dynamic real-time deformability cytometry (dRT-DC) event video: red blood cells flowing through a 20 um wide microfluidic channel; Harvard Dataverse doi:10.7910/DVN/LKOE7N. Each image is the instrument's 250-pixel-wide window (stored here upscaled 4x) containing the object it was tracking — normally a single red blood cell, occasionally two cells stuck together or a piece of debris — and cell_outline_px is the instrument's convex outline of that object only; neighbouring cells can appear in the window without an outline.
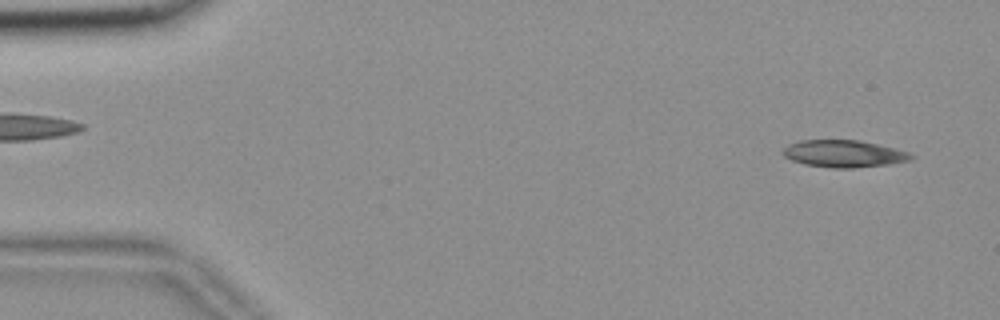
{"species": "common noctule bat (a hibernating species)", "species_latin": "Nyctalus noctula", "temperature_condition": "room temperature", "stored_images_in_passage": 54, "camera_frame_rate_fps": 3000, "um_per_image_px": 0.085, "animal": {"sex": "female", "body_mass_g": 18.4}, "frame": {"image": 1, "passage_image": 3, "time_ms": 0.667, "image_size_px": [1000, 320], "cell_outline_px": [[916, 156], [912, 160], [888, 164], [852, 168], [832, 168], [804, 164], [792, 160], [784, 156], [780, 152], [788, 144], [800, 140], [860, 140], [896, 148], [908, 152]], "centroid_in_image_um": [71.73, 13.06], "position_along_channel_um": 13.3, "area_um2": 20.4}}
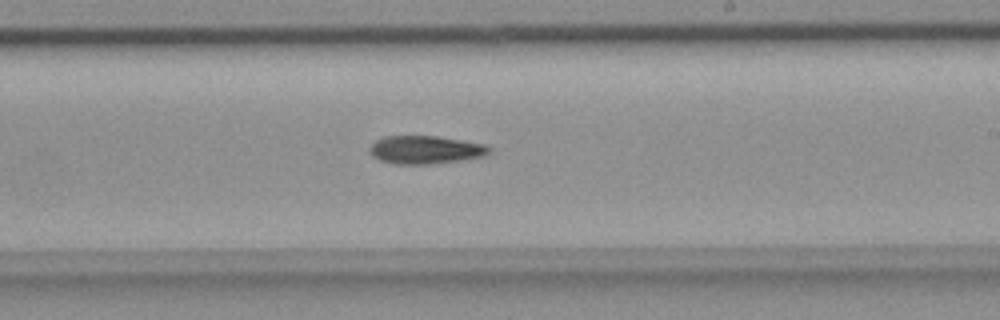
{"frame": {"image": 2, "passage_image": 32, "time_ms": 10.333, "image_size_px": [1000, 320], "cell_outline_px": [[492, 152], [484, 156], [428, 164], [392, 164], [380, 160], [372, 156], [368, 152], [368, 148], [376, 140], [384, 136], [436, 136], [484, 144], [492, 148]], "centroid_in_image_um": [36.12, 12.73], "position_along_channel_um": 252.9, "area_um2": 19.54}}
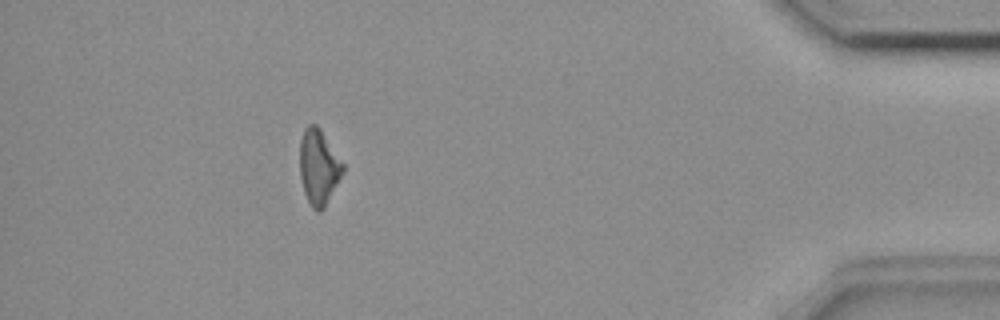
{"frame": {"image": 3, "passage_image": 49, "time_ms": 16.0, "image_size_px": [1000, 320], "cell_outline_px": [[344, 172], [324, 208], [320, 212], [316, 212], [312, 208], [304, 192], [300, 176], [300, 140], [304, 128], [308, 124], [316, 124], [320, 128], [344, 164]], "centroid_in_image_um": [27.09, 14.19], "position_along_channel_um": 408.1, "area_um2": 18.96}, "authors_computed_cell_mechanics": {"area_um2": 19.7676, "velocity_mm_per_s": 3.6835, "shape_relaxation_time_tau1_ms": 8.1556, "shape_relaxation_time_tau2_ms": null, "deformation_change_tau1": 0.1562, "deformation_change_tau2": null}}